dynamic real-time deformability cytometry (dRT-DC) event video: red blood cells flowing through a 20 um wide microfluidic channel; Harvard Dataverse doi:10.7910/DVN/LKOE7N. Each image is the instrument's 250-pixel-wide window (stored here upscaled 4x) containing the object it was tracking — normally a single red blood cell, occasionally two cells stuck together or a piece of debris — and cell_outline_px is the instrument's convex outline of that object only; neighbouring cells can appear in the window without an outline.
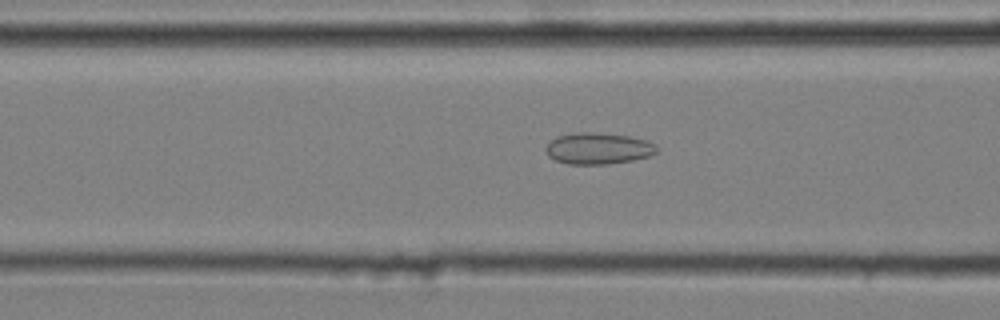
{"species": "common noctule bat (a hibernating species)", "species_latin": "Nyctalus noctula", "temperature_condition": "cold", "stored_images_in_passage": 51, "camera_frame_rate_fps": 3000, "um_per_image_px": 0.085, "animal": {"sex": "male", "body_mass_g": 20.4}, "frame": {"image": 1, "passage_image": 21, "time_ms": 6.667, "image_size_px": [1000, 320], "cell_outline_px": [[656, 152], [648, 156], [632, 160], [608, 164], [568, 164], [556, 160], [548, 156], [544, 148], [556, 136], [576, 132], [592, 132], [628, 136], [648, 140], [656, 144]], "centroid_in_image_um": [50.83, 12.61], "position_along_channel_um": 115.8, "area_um2": 20.29}}
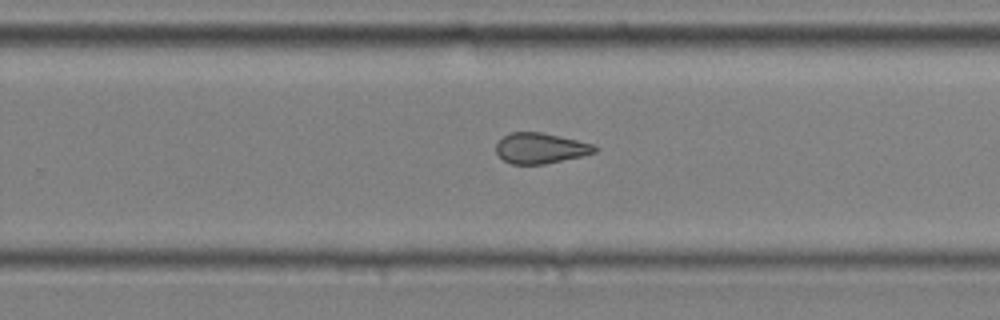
{"frame": {"image": 2, "passage_image": 35, "time_ms": 11.333, "image_size_px": [1000, 320], "cell_outline_px": [[600, 148], [596, 152], [584, 156], [544, 164], [512, 164], [504, 160], [496, 152], [496, 144], [504, 136], [512, 132], [540, 132], [576, 140], [592, 144]], "centroid_in_image_um": [45.96, 12.61], "position_along_channel_um": 283.8, "area_um2": 17.46}}
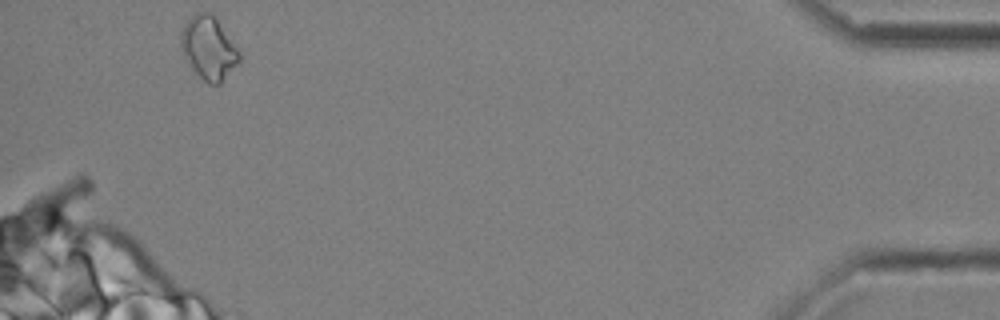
{"frame": {"image": 3, "passage_image": 51, "time_ms": 16.667, "image_size_px": [1000, 320], "cell_outline_px": [[240, 60], [220, 84], [208, 84], [192, 72], [180, 48], [180, 32], [184, 24], [196, 12], [212, 12], [216, 16], [240, 52]], "centroid_in_image_um": [17.71, 4.08], "position_along_channel_um": 417.5, "area_um2": 21.85}, "authors_computed_cell_mechanics": {"area_um2": 18.9584, "velocity_mm_per_s": 3.6121, "shape_relaxation_time_tau1_ms": null, "shape_relaxation_time_tau2_ms": 3.0349, "deformation_change_tau1": null, "deformation_change_tau2": 0.1074}}